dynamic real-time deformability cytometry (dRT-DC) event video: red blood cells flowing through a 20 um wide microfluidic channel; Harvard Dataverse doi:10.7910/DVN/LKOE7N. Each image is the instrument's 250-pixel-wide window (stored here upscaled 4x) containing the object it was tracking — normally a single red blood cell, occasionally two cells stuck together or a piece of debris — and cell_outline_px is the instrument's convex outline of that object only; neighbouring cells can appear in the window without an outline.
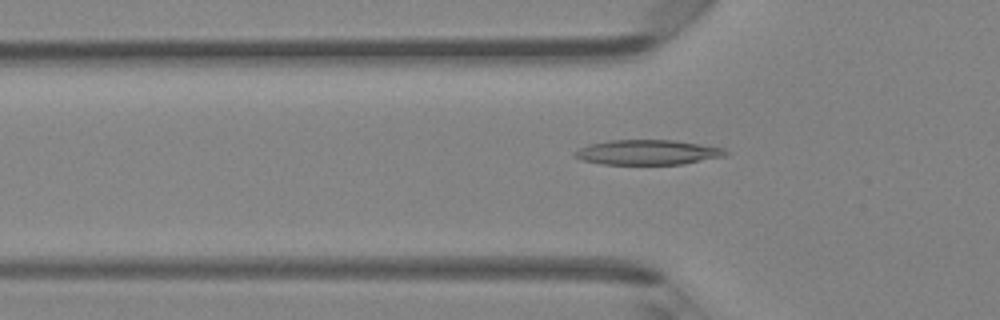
{"species": "Egyptian fruit bat (a non-hibernating species)", "species_latin": "Rousettus aegyptiacus", "temperature_condition": "room temperature", "stored_images_in_passage": 38, "camera_frame_rate_fps": 3000, "um_per_image_px": 0.085, "animal": {"sex": "female"}, "frame": {"image": 1, "passage_image": 6, "time_ms": 1.667, "image_size_px": [1000, 320], "cell_outline_px": [[728, 152], [724, 156], [684, 164], [600, 164], [584, 160], [572, 156], [572, 152], [588, 144], [608, 140], [676, 140], [724, 148]], "centroid_in_image_um": [55.01, 12.94], "position_along_channel_um": 70.8, "area_um2": 21.96}}
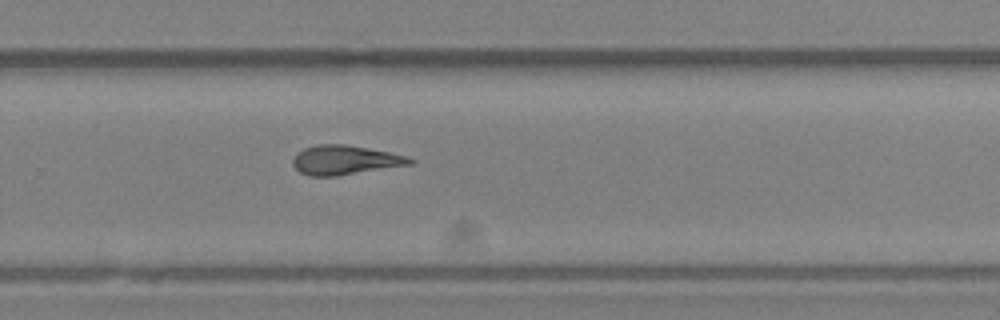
{"frame": {"image": 2, "passage_image": 22, "time_ms": 7.0, "image_size_px": [1000, 320], "cell_outline_px": [[416, 160], [412, 164], [336, 176], [308, 176], [300, 172], [292, 164], [292, 160], [304, 148], [316, 144], [344, 144], [368, 148], [408, 156]], "centroid_in_image_um": [29.33, 13.6], "position_along_channel_um": 300.5, "area_um2": 19.88}}
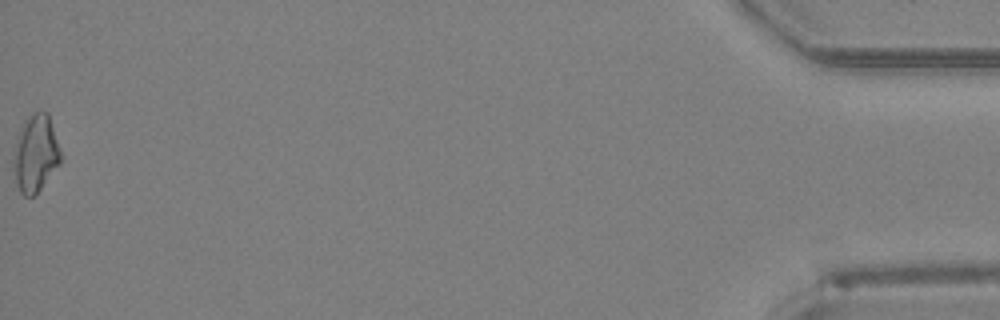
{"frame": {"image": 3, "passage_image": 38, "time_ms": 12.333, "image_size_px": [1000, 320], "cell_outline_px": [[64, 156], [60, 164], [36, 196], [24, 196], [20, 192], [16, 184], [12, 168], [12, 156], [16, 136], [24, 120], [32, 112], [48, 112]], "centroid_in_image_um": [3.03, 13.06], "position_along_channel_um": 432.2, "area_um2": 22.2}, "authors_computed_cell_mechanics": {"area_um2": 19.6809, "velocity_mm_per_s": 4.3178, "shape_relaxation_time_tau1_ms": null, "shape_relaxation_time_tau2_ms": 3.8073, "deformation_change_tau1": null, "deformation_change_tau2": 0.1382}}